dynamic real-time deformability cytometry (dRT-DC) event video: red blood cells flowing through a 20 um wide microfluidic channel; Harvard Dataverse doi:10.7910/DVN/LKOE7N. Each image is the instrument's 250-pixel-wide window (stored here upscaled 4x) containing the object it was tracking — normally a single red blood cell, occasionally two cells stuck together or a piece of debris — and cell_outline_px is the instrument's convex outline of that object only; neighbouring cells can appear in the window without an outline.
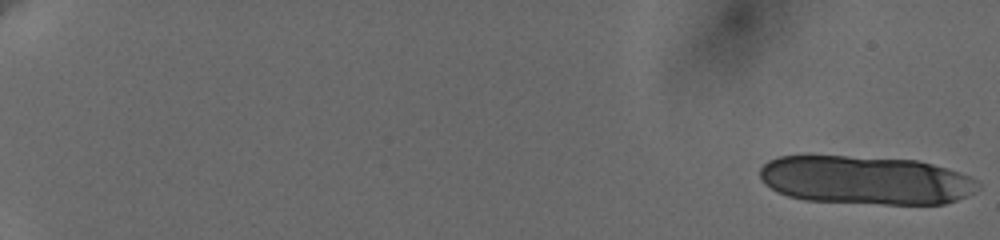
{"species": "human", "species_latin": "Homo sapiens", "temperature_condition": "cold", "stored_images_in_passage": 22, "camera_frame_rate_fps": 3000, "um_per_image_px": 0.085, "donor": {"sex": "female"}, "frame": {"image": 1, "passage_image": 1, "time_ms": 0.0, "image_size_px": [1000, 240], "cell_outline_px": [[980, 188], [956, 200], [944, 204], [884, 204], [804, 200], [788, 196], [764, 184], [760, 176], [760, 168], [768, 160], [780, 156], [844, 156], [916, 160], [948, 168], [972, 176], [980, 184]], "centroid_in_image_um": [73.59, 15.31], "position_along_channel_um": 11.4, "area_um2": 61.73}}